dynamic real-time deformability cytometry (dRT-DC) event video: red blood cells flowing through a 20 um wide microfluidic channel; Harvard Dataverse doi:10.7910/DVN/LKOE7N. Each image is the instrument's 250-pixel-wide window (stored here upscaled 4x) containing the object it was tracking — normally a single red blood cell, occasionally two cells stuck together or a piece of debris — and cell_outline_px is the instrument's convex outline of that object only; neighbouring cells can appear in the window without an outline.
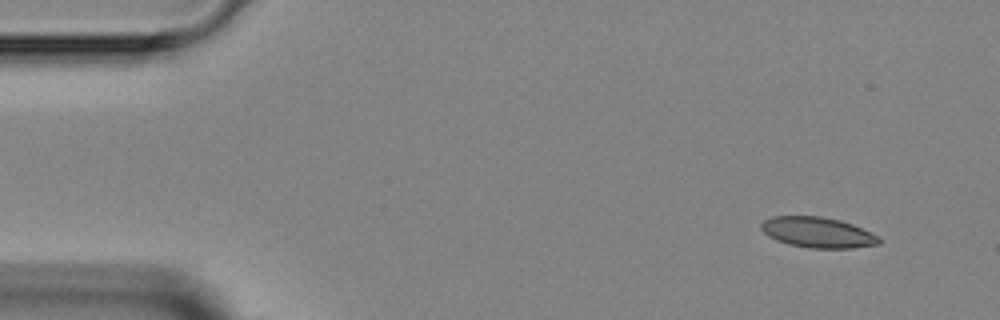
{"species": "Egyptian fruit bat (a non-hibernating species)", "species_latin": "Rousettus aegyptiacus", "temperature_condition": "room temperature", "stored_images_in_passage": 3, "camera_frame_rate_fps": 3000, "um_per_image_px": 0.085, "animal": {"sex": "female"}, "frame": {"image": 1, "passage_image": 1, "time_ms": 0.0, "image_size_px": [1000, 320], "cell_outline_px": [[880, 244], [852, 248], [808, 248], [788, 244], [776, 240], [768, 236], [760, 228], [760, 224], [764, 220], [772, 216], [820, 216], [840, 220], [852, 224], [880, 236]], "centroid_in_image_um": [69.5, 19.76], "position_along_channel_um": 15.5, "area_um2": 21.1}}